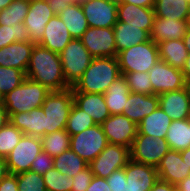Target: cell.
I'll return each mask as SVG.
<instances>
[{"instance_id":"55","label":"cell","mask_w":190,"mask_h":191,"mask_svg":"<svg viewBox=\"0 0 190 191\" xmlns=\"http://www.w3.org/2000/svg\"><path fill=\"white\" fill-rule=\"evenodd\" d=\"M180 153L184 163H186L187 166L190 167V147H188L187 149L181 150Z\"/></svg>"},{"instance_id":"56","label":"cell","mask_w":190,"mask_h":191,"mask_svg":"<svg viewBox=\"0 0 190 191\" xmlns=\"http://www.w3.org/2000/svg\"><path fill=\"white\" fill-rule=\"evenodd\" d=\"M57 6L68 5V4H77L82 0H53Z\"/></svg>"},{"instance_id":"39","label":"cell","mask_w":190,"mask_h":191,"mask_svg":"<svg viewBox=\"0 0 190 191\" xmlns=\"http://www.w3.org/2000/svg\"><path fill=\"white\" fill-rule=\"evenodd\" d=\"M23 135L24 134L17 127L11 122H8L0 130V157L6 158L21 140Z\"/></svg>"},{"instance_id":"20","label":"cell","mask_w":190,"mask_h":191,"mask_svg":"<svg viewBox=\"0 0 190 191\" xmlns=\"http://www.w3.org/2000/svg\"><path fill=\"white\" fill-rule=\"evenodd\" d=\"M160 108L172 119H190V99L185 88L158 95Z\"/></svg>"},{"instance_id":"4","label":"cell","mask_w":190,"mask_h":191,"mask_svg":"<svg viewBox=\"0 0 190 191\" xmlns=\"http://www.w3.org/2000/svg\"><path fill=\"white\" fill-rule=\"evenodd\" d=\"M116 57L122 75L131 72H149L160 60L159 47L149 40L118 52Z\"/></svg>"},{"instance_id":"2","label":"cell","mask_w":190,"mask_h":191,"mask_svg":"<svg viewBox=\"0 0 190 191\" xmlns=\"http://www.w3.org/2000/svg\"><path fill=\"white\" fill-rule=\"evenodd\" d=\"M121 75L117 57L93 58L81 78L71 87L72 92L104 94Z\"/></svg>"},{"instance_id":"29","label":"cell","mask_w":190,"mask_h":191,"mask_svg":"<svg viewBox=\"0 0 190 191\" xmlns=\"http://www.w3.org/2000/svg\"><path fill=\"white\" fill-rule=\"evenodd\" d=\"M130 89L124 75L119 76L104 92L105 103L111 115L123 114Z\"/></svg>"},{"instance_id":"49","label":"cell","mask_w":190,"mask_h":191,"mask_svg":"<svg viewBox=\"0 0 190 191\" xmlns=\"http://www.w3.org/2000/svg\"><path fill=\"white\" fill-rule=\"evenodd\" d=\"M119 3H130L140 7L154 8L155 0H118Z\"/></svg>"},{"instance_id":"21","label":"cell","mask_w":190,"mask_h":191,"mask_svg":"<svg viewBox=\"0 0 190 191\" xmlns=\"http://www.w3.org/2000/svg\"><path fill=\"white\" fill-rule=\"evenodd\" d=\"M34 42H14L0 48V66L17 68L26 74Z\"/></svg>"},{"instance_id":"51","label":"cell","mask_w":190,"mask_h":191,"mask_svg":"<svg viewBox=\"0 0 190 191\" xmlns=\"http://www.w3.org/2000/svg\"><path fill=\"white\" fill-rule=\"evenodd\" d=\"M9 174L8 166L5 158L0 157V181Z\"/></svg>"},{"instance_id":"5","label":"cell","mask_w":190,"mask_h":191,"mask_svg":"<svg viewBox=\"0 0 190 191\" xmlns=\"http://www.w3.org/2000/svg\"><path fill=\"white\" fill-rule=\"evenodd\" d=\"M74 104L72 88L51 91L45 98L42 109L46 115L44 135L66 129L67 119Z\"/></svg>"},{"instance_id":"16","label":"cell","mask_w":190,"mask_h":191,"mask_svg":"<svg viewBox=\"0 0 190 191\" xmlns=\"http://www.w3.org/2000/svg\"><path fill=\"white\" fill-rule=\"evenodd\" d=\"M159 179L177 185L190 176V167L184 163L180 151L169 150L157 166Z\"/></svg>"},{"instance_id":"52","label":"cell","mask_w":190,"mask_h":191,"mask_svg":"<svg viewBox=\"0 0 190 191\" xmlns=\"http://www.w3.org/2000/svg\"><path fill=\"white\" fill-rule=\"evenodd\" d=\"M177 191H190V176L176 185Z\"/></svg>"},{"instance_id":"22","label":"cell","mask_w":190,"mask_h":191,"mask_svg":"<svg viewBox=\"0 0 190 191\" xmlns=\"http://www.w3.org/2000/svg\"><path fill=\"white\" fill-rule=\"evenodd\" d=\"M159 106L158 95H146L130 92L123 114L138 124L143 118L155 111Z\"/></svg>"},{"instance_id":"36","label":"cell","mask_w":190,"mask_h":191,"mask_svg":"<svg viewBox=\"0 0 190 191\" xmlns=\"http://www.w3.org/2000/svg\"><path fill=\"white\" fill-rule=\"evenodd\" d=\"M95 125L96 123L90 115L73 104L66 125V131L70 136L79 134Z\"/></svg>"},{"instance_id":"14","label":"cell","mask_w":190,"mask_h":191,"mask_svg":"<svg viewBox=\"0 0 190 191\" xmlns=\"http://www.w3.org/2000/svg\"><path fill=\"white\" fill-rule=\"evenodd\" d=\"M80 39L94 58L117 56L113 27H89Z\"/></svg>"},{"instance_id":"23","label":"cell","mask_w":190,"mask_h":191,"mask_svg":"<svg viewBox=\"0 0 190 191\" xmlns=\"http://www.w3.org/2000/svg\"><path fill=\"white\" fill-rule=\"evenodd\" d=\"M74 104L90 115L96 125H101L111 114L103 94L73 92Z\"/></svg>"},{"instance_id":"50","label":"cell","mask_w":190,"mask_h":191,"mask_svg":"<svg viewBox=\"0 0 190 191\" xmlns=\"http://www.w3.org/2000/svg\"><path fill=\"white\" fill-rule=\"evenodd\" d=\"M9 114L6 110V107L3 103H0V130L8 123L9 121Z\"/></svg>"},{"instance_id":"48","label":"cell","mask_w":190,"mask_h":191,"mask_svg":"<svg viewBox=\"0 0 190 191\" xmlns=\"http://www.w3.org/2000/svg\"><path fill=\"white\" fill-rule=\"evenodd\" d=\"M150 191H177L176 185L158 179Z\"/></svg>"},{"instance_id":"12","label":"cell","mask_w":190,"mask_h":191,"mask_svg":"<svg viewBox=\"0 0 190 191\" xmlns=\"http://www.w3.org/2000/svg\"><path fill=\"white\" fill-rule=\"evenodd\" d=\"M118 0H82L81 8L89 27H114L118 21Z\"/></svg>"},{"instance_id":"18","label":"cell","mask_w":190,"mask_h":191,"mask_svg":"<svg viewBox=\"0 0 190 191\" xmlns=\"http://www.w3.org/2000/svg\"><path fill=\"white\" fill-rule=\"evenodd\" d=\"M72 39L66 25L56 14L46 24L43 37L38 44L60 54Z\"/></svg>"},{"instance_id":"58","label":"cell","mask_w":190,"mask_h":191,"mask_svg":"<svg viewBox=\"0 0 190 191\" xmlns=\"http://www.w3.org/2000/svg\"><path fill=\"white\" fill-rule=\"evenodd\" d=\"M14 0H0V11L8 7Z\"/></svg>"},{"instance_id":"7","label":"cell","mask_w":190,"mask_h":191,"mask_svg":"<svg viewBox=\"0 0 190 191\" xmlns=\"http://www.w3.org/2000/svg\"><path fill=\"white\" fill-rule=\"evenodd\" d=\"M109 144L101 125L87 128L70 136V149L88 164L93 161Z\"/></svg>"},{"instance_id":"28","label":"cell","mask_w":190,"mask_h":191,"mask_svg":"<svg viewBox=\"0 0 190 191\" xmlns=\"http://www.w3.org/2000/svg\"><path fill=\"white\" fill-rule=\"evenodd\" d=\"M172 119L158 106L151 114L143 118L138 124L139 134L154 138H165Z\"/></svg>"},{"instance_id":"46","label":"cell","mask_w":190,"mask_h":191,"mask_svg":"<svg viewBox=\"0 0 190 191\" xmlns=\"http://www.w3.org/2000/svg\"><path fill=\"white\" fill-rule=\"evenodd\" d=\"M0 191H18L17 174H8L0 181Z\"/></svg>"},{"instance_id":"26","label":"cell","mask_w":190,"mask_h":191,"mask_svg":"<svg viewBox=\"0 0 190 191\" xmlns=\"http://www.w3.org/2000/svg\"><path fill=\"white\" fill-rule=\"evenodd\" d=\"M113 30L117 53L150 40V34L143 30V26H133L117 21Z\"/></svg>"},{"instance_id":"57","label":"cell","mask_w":190,"mask_h":191,"mask_svg":"<svg viewBox=\"0 0 190 191\" xmlns=\"http://www.w3.org/2000/svg\"><path fill=\"white\" fill-rule=\"evenodd\" d=\"M183 41L187 49V52L190 54V30L189 29L187 30L186 35L183 37Z\"/></svg>"},{"instance_id":"9","label":"cell","mask_w":190,"mask_h":191,"mask_svg":"<svg viewBox=\"0 0 190 191\" xmlns=\"http://www.w3.org/2000/svg\"><path fill=\"white\" fill-rule=\"evenodd\" d=\"M130 160V148L109 143L88 166L94 176L106 179L112 172L124 168Z\"/></svg>"},{"instance_id":"19","label":"cell","mask_w":190,"mask_h":191,"mask_svg":"<svg viewBox=\"0 0 190 191\" xmlns=\"http://www.w3.org/2000/svg\"><path fill=\"white\" fill-rule=\"evenodd\" d=\"M188 30L187 20L154 17L150 40L157 45L163 41L181 40Z\"/></svg>"},{"instance_id":"25","label":"cell","mask_w":190,"mask_h":191,"mask_svg":"<svg viewBox=\"0 0 190 191\" xmlns=\"http://www.w3.org/2000/svg\"><path fill=\"white\" fill-rule=\"evenodd\" d=\"M118 21L133 26H143L149 34L155 17L154 8L140 7L130 3H119L117 10Z\"/></svg>"},{"instance_id":"11","label":"cell","mask_w":190,"mask_h":191,"mask_svg":"<svg viewBox=\"0 0 190 191\" xmlns=\"http://www.w3.org/2000/svg\"><path fill=\"white\" fill-rule=\"evenodd\" d=\"M56 14L57 5L53 0H30L29 11L23 23L32 42L38 43L42 39L46 24Z\"/></svg>"},{"instance_id":"31","label":"cell","mask_w":190,"mask_h":191,"mask_svg":"<svg viewBox=\"0 0 190 191\" xmlns=\"http://www.w3.org/2000/svg\"><path fill=\"white\" fill-rule=\"evenodd\" d=\"M165 139L171 150L181 151L190 147V119L172 120Z\"/></svg>"},{"instance_id":"47","label":"cell","mask_w":190,"mask_h":191,"mask_svg":"<svg viewBox=\"0 0 190 191\" xmlns=\"http://www.w3.org/2000/svg\"><path fill=\"white\" fill-rule=\"evenodd\" d=\"M86 191H111L105 178L94 176Z\"/></svg>"},{"instance_id":"42","label":"cell","mask_w":190,"mask_h":191,"mask_svg":"<svg viewBox=\"0 0 190 191\" xmlns=\"http://www.w3.org/2000/svg\"><path fill=\"white\" fill-rule=\"evenodd\" d=\"M18 191H46L43 175L33 171L17 174Z\"/></svg>"},{"instance_id":"61","label":"cell","mask_w":190,"mask_h":191,"mask_svg":"<svg viewBox=\"0 0 190 191\" xmlns=\"http://www.w3.org/2000/svg\"><path fill=\"white\" fill-rule=\"evenodd\" d=\"M0 103H3V98L1 95H0Z\"/></svg>"},{"instance_id":"32","label":"cell","mask_w":190,"mask_h":191,"mask_svg":"<svg viewBox=\"0 0 190 191\" xmlns=\"http://www.w3.org/2000/svg\"><path fill=\"white\" fill-rule=\"evenodd\" d=\"M155 16L175 20H187L190 14V0H155Z\"/></svg>"},{"instance_id":"37","label":"cell","mask_w":190,"mask_h":191,"mask_svg":"<svg viewBox=\"0 0 190 191\" xmlns=\"http://www.w3.org/2000/svg\"><path fill=\"white\" fill-rule=\"evenodd\" d=\"M14 42H32L24 23H17L14 26L0 25V48Z\"/></svg>"},{"instance_id":"30","label":"cell","mask_w":190,"mask_h":191,"mask_svg":"<svg viewBox=\"0 0 190 191\" xmlns=\"http://www.w3.org/2000/svg\"><path fill=\"white\" fill-rule=\"evenodd\" d=\"M160 59L172 66L182 70L189 55L183 39L163 41L158 44Z\"/></svg>"},{"instance_id":"41","label":"cell","mask_w":190,"mask_h":191,"mask_svg":"<svg viewBox=\"0 0 190 191\" xmlns=\"http://www.w3.org/2000/svg\"><path fill=\"white\" fill-rule=\"evenodd\" d=\"M130 92L154 95L148 72H131L124 75Z\"/></svg>"},{"instance_id":"3","label":"cell","mask_w":190,"mask_h":191,"mask_svg":"<svg viewBox=\"0 0 190 191\" xmlns=\"http://www.w3.org/2000/svg\"><path fill=\"white\" fill-rule=\"evenodd\" d=\"M51 91L29 78L3 97V104L9 117L20 112H30L40 108Z\"/></svg>"},{"instance_id":"60","label":"cell","mask_w":190,"mask_h":191,"mask_svg":"<svg viewBox=\"0 0 190 191\" xmlns=\"http://www.w3.org/2000/svg\"><path fill=\"white\" fill-rule=\"evenodd\" d=\"M187 25H188V29L190 30V14H189V16L187 18Z\"/></svg>"},{"instance_id":"54","label":"cell","mask_w":190,"mask_h":191,"mask_svg":"<svg viewBox=\"0 0 190 191\" xmlns=\"http://www.w3.org/2000/svg\"><path fill=\"white\" fill-rule=\"evenodd\" d=\"M182 73H183L185 80L190 79V54L188 55V57L185 61V65L182 69Z\"/></svg>"},{"instance_id":"6","label":"cell","mask_w":190,"mask_h":191,"mask_svg":"<svg viewBox=\"0 0 190 191\" xmlns=\"http://www.w3.org/2000/svg\"><path fill=\"white\" fill-rule=\"evenodd\" d=\"M65 80L73 87L91 64L93 56L81 39L73 38L59 54Z\"/></svg>"},{"instance_id":"45","label":"cell","mask_w":190,"mask_h":191,"mask_svg":"<svg viewBox=\"0 0 190 191\" xmlns=\"http://www.w3.org/2000/svg\"><path fill=\"white\" fill-rule=\"evenodd\" d=\"M106 181L111 191H121L122 188V169L116 170L110 174Z\"/></svg>"},{"instance_id":"15","label":"cell","mask_w":190,"mask_h":191,"mask_svg":"<svg viewBox=\"0 0 190 191\" xmlns=\"http://www.w3.org/2000/svg\"><path fill=\"white\" fill-rule=\"evenodd\" d=\"M110 144H119L131 148L138 129L137 124L124 114L110 115L101 124Z\"/></svg>"},{"instance_id":"1","label":"cell","mask_w":190,"mask_h":191,"mask_svg":"<svg viewBox=\"0 0 190 191\" xmlns=\"http://www.w3.org/2000/svg\"><path fill=\"white\" fill-rule=\"evenodd\" d=\"M26 77L50 91H61L70 87L65 80L59 54L38 43L32 49Z\"/></svg>"},{"instance_id":"27","label":"cell","mask_w":190,"mask_h":191,"mask_svg":"<svg viewBox=\"0 0 190 191\" xmlns=\"http://www.w3.org/2000/svg\"><path fill=\"white\" fill-rule=\"evenodd\" d=\"M57 14L72 38L80 39L89 28L80 3L57 6Z\"/></svg>"},{"instance_id":"35","label":"cell","mask_w":190,"mask_h":191,"mask_svg":"<svg viewBox=\"0 0 190 191\" xmlns=\"http://www.w3.org/2000/svg\"><path fill=\"white\" fill-rule=\"evenodd\" d=\"M30 0H14L0 11V25L14 26L23 23L29 11Z\"/></svg>"},{"instance_id":"44","label":"cell","mask_w":190,"mask_h":191,"mask_svg":"<svg viewBox=\"0 0 190 191\" xmlns=\"http://www.w3.org/2000/svg\"><path fill=\"white\" fill-rule=\"evenodd\" d=\"M93 177L94 175L91 172L90 167L87 166L82 171L72 177L73 184L71 191H86V189L92 182Z\"/></svg>"},{"instance_id":"43","label":"cell","mask_w":190,"mask_h":191,"mask_svg":"<svg viewBox=\"0 0 190 191\" xmlns=\"http://www.w3.org/2000/svg\"><path fill=\"white\" fill-rule=\"evenodd\" d=\"M53 168V157L48 153L41 151L31 164L30 171L36 172L40 175H44L50 169Z\"/></svg>"},{"instance_id":"53","label":"cell","mask_w":190,"mask_h":191,"mask_svg":"<svg viewBox=\"0 0 190 191\" xmlns=\"http://www.w3.org/2000/svg\"><path fill=\"white\" fill-rule=\"evenodd\" d=\"M121 191H150V190H133L126 182L125 170L122 168V188Z\"/></svg>"},{"instance_id":"17","label":"cell","mask_w":190,"mask_h":191,"mask_svg":"<svg viewBox=\"0 0 190 191\" xmlns=\"http://www.w3.org/2000/svg\"><path fill=\"white\" fill-rule=\"evenodd\" d=\"M126 182L133 190H151L159 179L157 168L130 160L124 167Z\"/></svg>"},{"instance_id":"33","label":"cell","mask_w":190,"mask_h":191,"mask_svg":"<svg viewBox=\"0 0 190 191\" xmlns=\"http://www.w3.org/2000/svg\"><path fill=\"white\" fill-rule=\"evenodd\" d=\"M87 166L88 163L71 149L53 158V167L69 177H73Z\"/></svg>"},{"instance_id":"8","label":"cell","mask_w":190,"mask_h":191,"mask_svg":"<svg viewBox=\"0 0 190 191\" xmlns=\"http://www.w3.org/2000/svg\"><path fill=\"white\" fill-rule=\"evenodd\" d=\"M170 150L165 138L137 135L130 148L131 160L157 168L163 156Z\"/></svg>"},{"instance_id":"13","label":"cell","mask_w":190,"mask_h":191,"mask_svg":"<svg viewBox=\"0 0 190 191\" xmlns=\"http://www.w3.org/2000/svg\"><path fill=\"white\" fill-rule=\"evenodd\" d=\"M149 79L156 95L185 88L182 70L173 68L163 60H158L149 70Z\"/></svg>"},{"instance_id":"24","label":"cell","mask_w":190,"mask_h":191,"mask_svg":"<svg viewBox=\"0 0 190 191\" xmlns=\"http://www.w3.org/2000/svg\"><path fill=\"white\" fill-rule=\"evenodd\" d=\"M9 121L24 135L40 138L44 136V128H46V115L42 107L33 109L30 112L12 114Z\"/></svg>"},{"instance_id":"34","label":"cell","mask_w":190,"mask_h":191,"mask_svg":"<svg viewBox=\"0 0 190 191\" xmlns=\"http://www.w3.org/2000/svg\"><path fill=\"white\" fill-rule=\"evenodd\" d=\"M41 142L42 151L53 158L70 149V135L66 129L42 136Z\"/></svg>"},{"instance_id":"10","label":"cell","mask_w":190,"mask_h":191,"mask_svg":"<svg viewBox=\"0 0 190 191\" xmlns=\"http://www.w3.org/2000/svg\"><path fill=\"white\" fill-rule=\"evenodd\" d=\"M42 151L40 137L23 135L18 144L5 158L10 174L27 172L34 158Z\"/></svg>"},{"instance_id":"40","label":"cell","mask_w":190,"mask_h":191,"mask_svg":"<svg viewBox=\"0 0 190 191\" xmlns=\"http://www.w3.org/2000/svg\"><path fill=\"white\" fill-rule=\"evenodd\" d=\"M46 191H71L72 177L62 174L54 167L43 175Z\"/></svg>"},{"instance_id":"59","label":"cell","mask_w":190,"mask_h":191,"mask_svg":"<svg viewBox=\"0 0 190 191\" xmlns=\"http://www.w3.org/2000/svg\"><path fill=\"white\" fill-rule=\"evenodd\" d=\"M185 90H186L187 95H188V97L190 99V79L185 80Z\"/></svg>"},{"instance_id":"38","label":"cell","mask_w":190,"mask_h":191,"mask_svg":"<svg viewBox=\"0 0 190 191\" xmlns=\"http://www.w3.org/2000/svg\"><path fill=\"white\" fill-rule=\"evenodd\" d=\"M26 78V74L17 69L0 66V95L2 98L19 86Z\"/></svg>"}]
</instances>
